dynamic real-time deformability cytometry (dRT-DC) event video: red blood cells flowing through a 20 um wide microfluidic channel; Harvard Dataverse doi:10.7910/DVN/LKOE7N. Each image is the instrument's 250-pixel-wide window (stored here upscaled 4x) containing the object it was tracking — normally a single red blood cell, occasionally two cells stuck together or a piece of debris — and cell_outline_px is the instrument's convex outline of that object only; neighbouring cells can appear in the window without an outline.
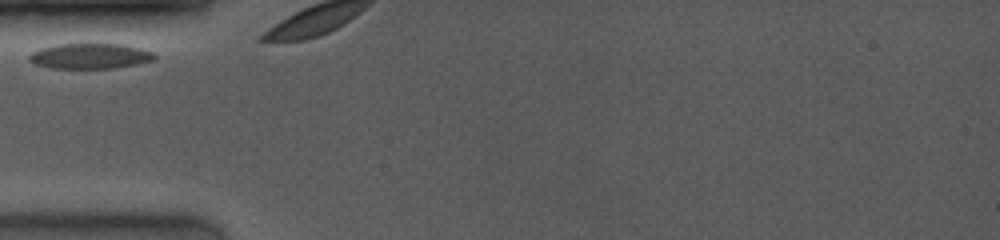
{"species": "common noctule bat (a hibernating species)", "species_latin": "Nyctalus noctula", "temperature_condition": "room temperature", "stored_images_in_passage": 5, "camera_frame_rate_fps": 4000, "um_per_image_px": 0.085, "animal": {"sex": "female", "body_mass_g": 19.0, "forearm_length_mm": 53.3}, "frame": {"image": 1, "passage_image": 1, "time_ms": 0.0, "image_size_px": [1000, 240], "cell_outline_px": [[156, 60], [116, 68], [48, 68], [36, 64], [28, 60], [28, 56], [32, 52], [40, 48], [56, 44], [120, 44], [140, 48], [152, 52], [156, 56]], "centroid_in_image_um": [7.64, 4.77], "position_along_channel_um": 77.4, "area_um2": 18.55}}